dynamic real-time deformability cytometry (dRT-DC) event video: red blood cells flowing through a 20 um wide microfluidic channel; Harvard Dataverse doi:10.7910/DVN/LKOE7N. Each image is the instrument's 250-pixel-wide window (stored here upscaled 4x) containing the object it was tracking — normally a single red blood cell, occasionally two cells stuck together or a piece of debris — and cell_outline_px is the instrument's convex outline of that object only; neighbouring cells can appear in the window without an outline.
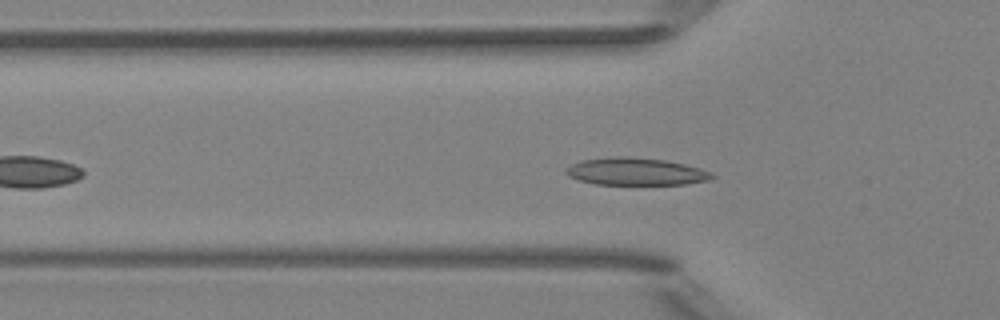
{"species": "Egyptian fruit bat (a non-hibernating species)", "species_latin": "Rousettus aegyptiacus", "temperature_condition": "room temperature", "stored_images_in_passage": 42, "camera_frame_rate_fps": 3000, "um_per_image_px": 0.085, "animal": {"sex": "female"}, "frame": {"image": 1, "passage_image": 10, "time_ms": 3.0, "image_size_px": [1000, 320], "cell_outline_px": [[716, 176], [708, 180], [688, 184], [592, 184], [568, 176], [564, 172], [564, 168], [580, 160], [612, 156], [628, 156], [664, 160], [684, 164], [700, 168], [712, 172]], "centroid_in_image_um": [54.01, 14.57], "position_along_channel_um": 71.8, "area_um2": 23.47}}
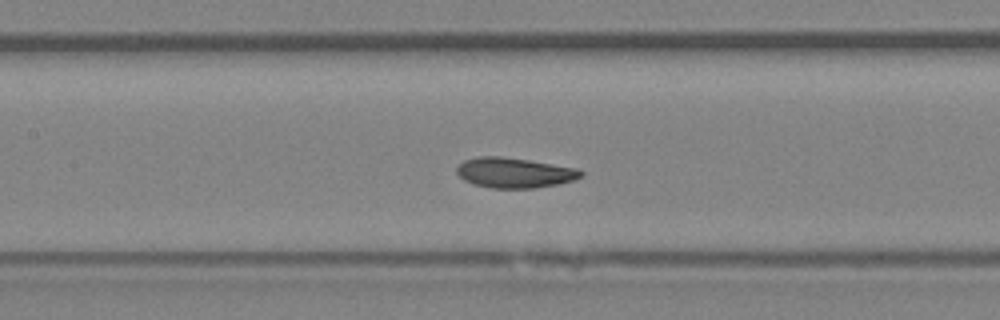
{"frame": {"image": 2, "passage_image": 17, "time_ms": 5.333, "image_size_px": [1000, 320], "cell_outline_px": [[584, 176], [560, 184], [536, 188], [492, 188], [472, 184], [464, 180], [456, 172], [456, 168], [464, 160], [480, 156], [500, 156], [528, 160], [576, 168], [584, 172]], "centroid_in_image_um": [43.72, 14.69], "position_along_channel_um": 163.7, "area_um2": 21.85}}
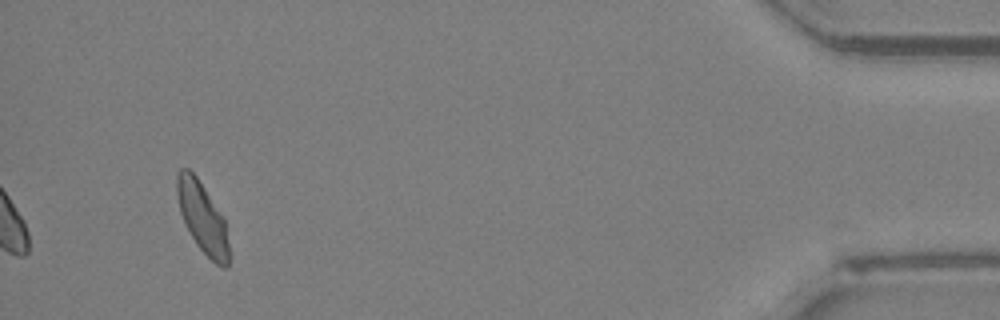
{"frame": {"image": 3, "passage_image": 42, "time_ms": 13.667, "image_size_px": [1000, 320], "cell_outline_px": [[228, 268], [224, 268], [216, 264], [196, 244], [180, 212], [176, 196], [176, 176], [180, 168], [188, 168], [196, 176], [204, 188], [224, 220], [228, 244]], "centroid_in_image_um": [17.17, 18.48], "position_along_channel_um": 418.0, "area_um2": 20.75}, "authors_computed_cell_mechanics": {"area_um2": 21.8773, "velocity_mm_per_s": 3.9361, "shape_relaxation_time_tau1_ms": 2.9627, "shape_relaxation_time_tau2_ms": 3.2623, "deformation_change_tau1": 0.1162, "deformation_change_tau2": 0.0373}}